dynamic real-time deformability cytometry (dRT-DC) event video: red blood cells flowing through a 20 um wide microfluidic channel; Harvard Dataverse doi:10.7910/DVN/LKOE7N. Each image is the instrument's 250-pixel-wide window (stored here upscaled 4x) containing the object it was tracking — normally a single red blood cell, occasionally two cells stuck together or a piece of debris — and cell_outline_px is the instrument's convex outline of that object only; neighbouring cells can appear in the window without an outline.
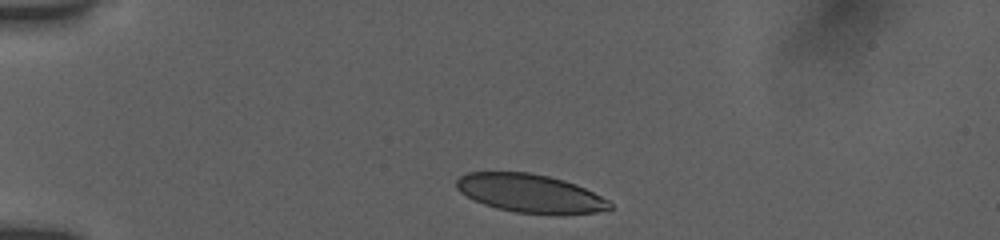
{"species": "human", "species_latin": "Homo sapiens", "temperature_condition": "room temperature", "stored_images_in_passage": 4, "camera_frame_rate_fps": 3000, "um_per_image_px": 0.085, "donor": {"sex": "female"}, "frame": {"image": 1, "passage_image": 1, "time_ms": 0.0, "image_size_px": [1000, 240], "cell_outline_px": [[612, 208], [596, 212], [516, 212], [496, 208], [484, 204], [460, 192], [456, 188], [456, 180], [460, 176], [468, 172], [528, 172], [548, 176], [564, 180], [576, 184], [608, 200], [612, 204]], "centroid_in_image_um": [45.0, 16.39], "position_along_channel_um": 40.0, "area_um2": 33.35}}
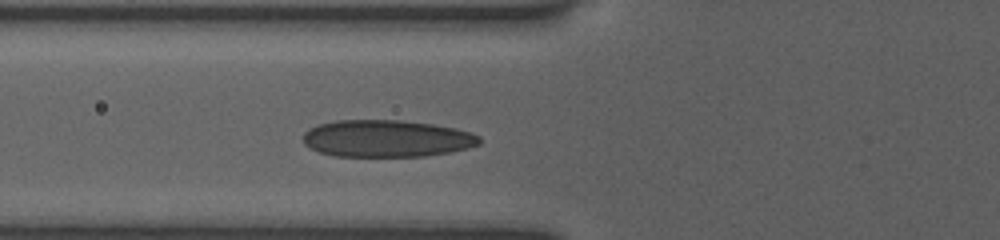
{"frame": {"image": 2, "passage_image": 4, "time_ms": 2.667, "image_size_px": [1000, 240], "cell_outline_px": [[480, 144], [468, 148], [448, 152], [424, 156], [332, 156], [320, 152], [304, 144], [304, 132], [308, 128], [316, 124], [336, 120], [400, 120], [432, 124], [456, 128], [472, 132], [480, 136]], "centroid_in_image_um": [32.86, 11.76], "position_along_channel_um": 92.9, "area_um2": 38.21}}